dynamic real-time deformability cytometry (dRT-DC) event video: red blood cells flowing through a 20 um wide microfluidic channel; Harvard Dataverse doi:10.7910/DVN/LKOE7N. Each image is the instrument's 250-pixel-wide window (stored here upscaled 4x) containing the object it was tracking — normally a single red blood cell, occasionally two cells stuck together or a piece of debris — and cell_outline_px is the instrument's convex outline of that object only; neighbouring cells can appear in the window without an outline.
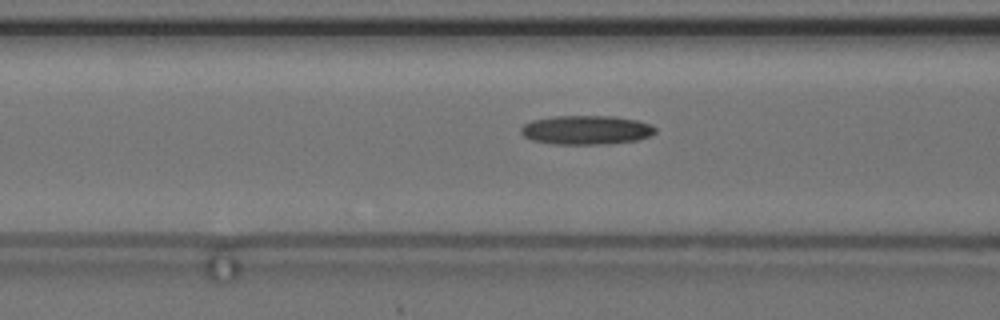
{"species": "common noctule bat (a hibernating species)", "species_latin": "Nyctalus noctula", "temperature_condition": "cold", "stored_images_in_passage": 57, "camera_frame_rate_fps": 3000, "um_per_image_px": 0.085, "animal": {"sex": "female", "body_mass_g": 24.6, "forearm_length_mm": 56.2}, "frame": {"image": 1, "passage_image": 23, "time_ms": 7.333, "image_size_px": [1000, 320], "cell_outline_px": [[656, 132], [652, 136], [636, 140], [608, 144], [552, 144], [532, 140], [524, 136], [520, 132], [520, 128], [524, 124], [532, 120], [556, 116], [612, 116], [636, 120], [652, 124], [656, 128]], "centroid_in_image_um": [49.85, 11.05], "position_along_channel_um": 116.8, "area_um2": 22.89}}
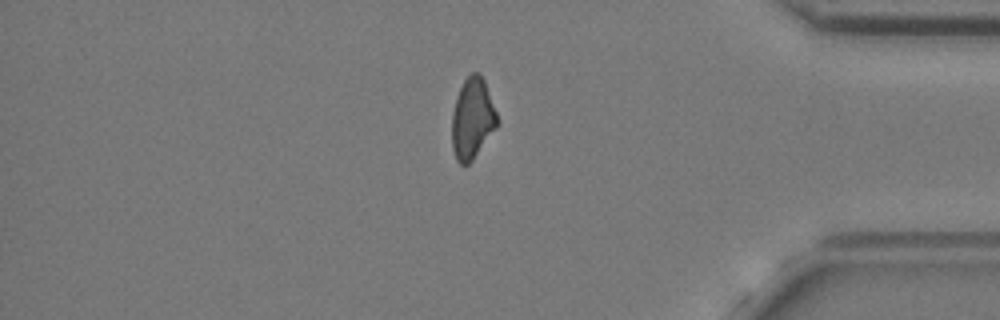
{"frame": {"image": 2, "passage_image": 48, "time_ms": 15.667, "image_size_px": [1000, 320], "cell_outline_px": [[500, 120], [496, 128], [472, 160], [468, 164], [460, 164], [456, 160], [452, 148], [452, 112], [456, 96], [464, 80], [472, 72], [480, 72], [484, 80]], "centroid_in_image_um": [40.15, 10.06], "position_along_channel_um": 395.0, "area_um2": 21.44}}
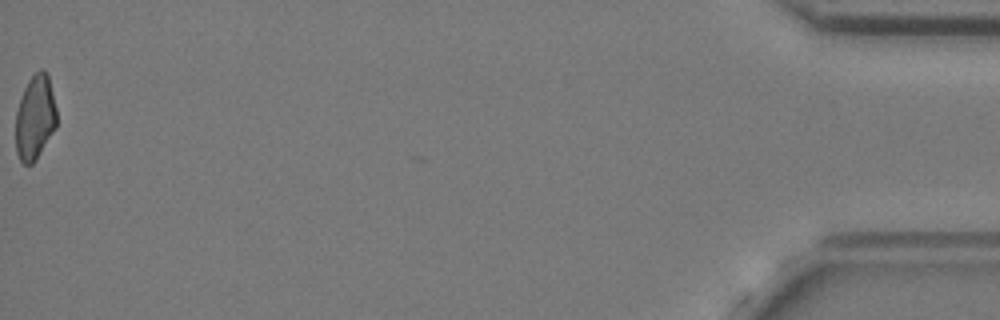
{"frame": {"image": 3, "passage_image": 57, "time_ms": 18.667, "image_size_px": [1000, 320], "cell_outline_px": [[56, 128], [36, 160], [32, 164], [24, 164], [20, 160], [16, 152], [16, 112], [24, 88], [28, 80], [40, 68], [44, 68], [48, 72], [56, 108]], "centroid_in_image_um": [2.99, 9.97], "position_along_channel_um": 432.2, "area_um2": 20.35}}